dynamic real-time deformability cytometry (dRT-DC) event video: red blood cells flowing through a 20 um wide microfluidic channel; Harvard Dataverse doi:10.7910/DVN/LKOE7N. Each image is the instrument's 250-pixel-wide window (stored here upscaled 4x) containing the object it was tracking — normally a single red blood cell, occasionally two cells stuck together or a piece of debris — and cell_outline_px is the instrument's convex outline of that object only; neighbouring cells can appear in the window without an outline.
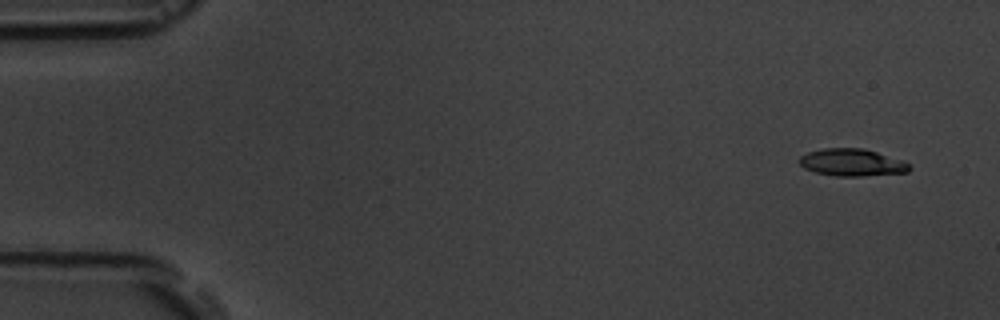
{"species": "common noctule bat (a hibernating species)", "species_latin": "Nyctalus noctula", "temperature_condition": "room temperature", "stored_images_in_passage": 6, "camera_frame_rate_fps": 3000, "um_per_image_px": 0.085, "animal": {"sex": "male", "body_mass_g": 19.5, "forearm_length_mm": 54.6}, "frame": {"image": 1, "passage_image": 1, "time_ms": 0.0, "image_size_px": [1000, 320], "cell_outline_px": [[912, 168], [908, 172], [864, 176], [836, 176], [816, 172], [804, 168], [796, 160], [800, 156], [808, 152], [824, 148], [864, 148], [904, 160]], "centroid_in_image_um": [72.42, 13.81], "position_along_channel_um": 12.6, "area_um2": 17.63}}
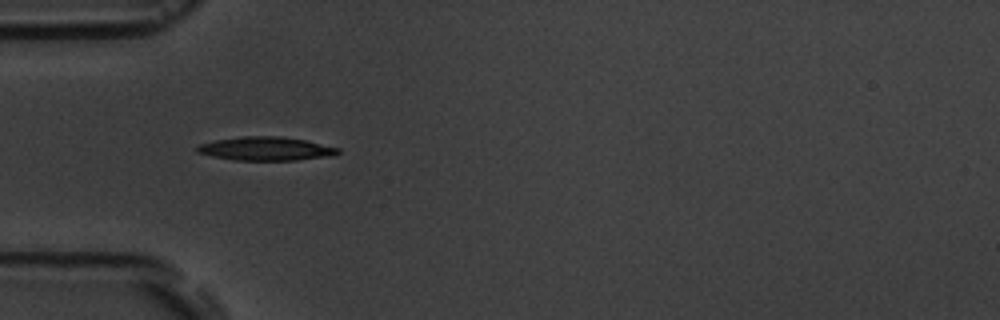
{"frame": {"image": 2, "passage_image": 5, "time_ms": 4.667, "image_size_px": [1000, 320], "cell_outline_px": [[340, 152], [336, 156], [296, 160], [236, 160], [212, 156], [196, 152], [196, 148], [200, 144], [216, 140], [244, 136], [280, 136], [304, 140], [340, 148]], "centroid_in_image_um": [22.65, 12.64], "position_along_channel_um": 62.4, "area_um2": 19.36}}
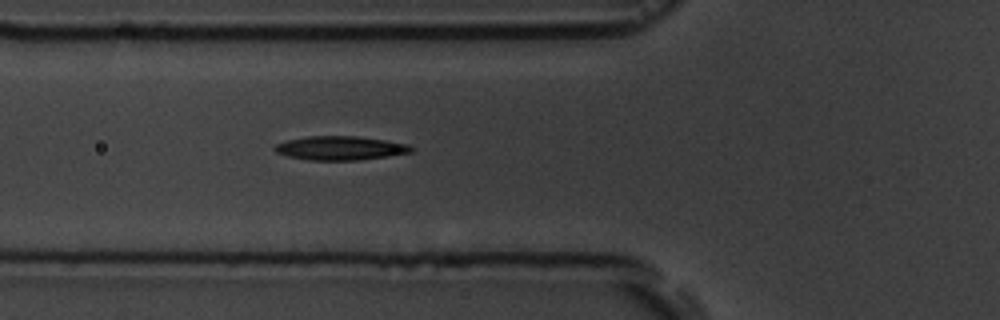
{"frame": {"image": 3, "passage_image": 6, "time_ms": 5.667, "image_size_px": [1000, 320], "cell_outline_px": [[416, 148], [412, 152], [388, 156], [356, 160], [308, 160], [288, 156], [276, 152], [272, 148], [276, 144], [288, 140], [308, 136], [356, 136], [384, 140], [408, 144]], "centroid_in_image_um": [28.93, 12.59], "position_along_channel_um": 96.9, "area_um2": 18.96}}